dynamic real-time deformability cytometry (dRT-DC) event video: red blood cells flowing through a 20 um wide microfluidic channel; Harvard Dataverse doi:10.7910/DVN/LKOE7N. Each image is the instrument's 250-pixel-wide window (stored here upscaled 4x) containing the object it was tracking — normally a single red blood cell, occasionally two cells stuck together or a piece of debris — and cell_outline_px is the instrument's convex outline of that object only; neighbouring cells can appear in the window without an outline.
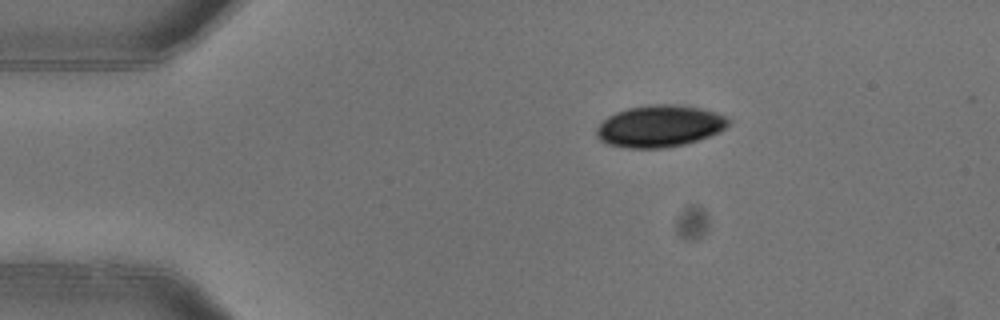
{"species": "common noctule bat (a hibernating species)", "species_latin": "Nyctalus noctula", "temperature_condition": "warm", "stored_images_in_passage": 5, "camera_frame_rate_fps": 3000, "um_per_image_px": 0.085, "animal": {"sex": "female"}, "frame": {"image": 1, "passage_image": 1, "time_ms": 0.0, "image_size_px": [1000, 320], "cell_outline_px": [[732, 120], [720, 132], [700, 140], [688, 144], [664, 148], [628, 148], [608, 144], [600, 140], [596, 136], [596, 128], [608, 116], [616, 112], [628, 108], [652, 104], [684, 104], [716, 112]], "centroid_in_image_um": [56.1, 10.72], "position_along_channel_um": 28.9, "area_um2": 32.48}}
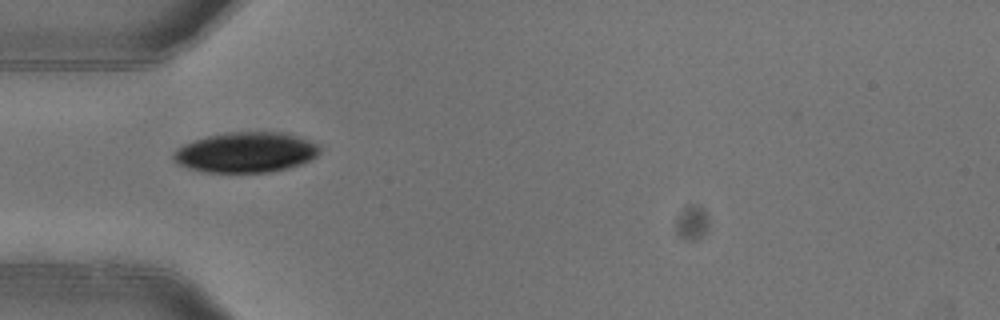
{"frame": {"image": 2, "passage_image": 3, "time_ms": 0.667, "image_size_px": [1000, 320], "cell_outline_px": [[320, 152], [312, 160], [304, 164], [288, 168], [268, 172], [200, 172], [176, 164], [172, 160], [172, 152], [176, 148], [184, 144], [208, 136], [224, 132], [288, 132], [300, 136], [316, 144], [320, 148]], "centroid_in_image_um": [20.89, 12.95], "position_along_channel_um": 64.1, "area_um2": 34.85}}